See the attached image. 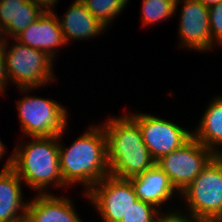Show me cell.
<instances>
[{
	"mask_svg": "<svg viewBox=\"0 0 222 222\" xmlns=\"http://www.w3.org/2000/svg\"><path fill=\"white\" fill-rule=\"evenodd\" d=\"M215 155L211 149L192 136L177 150L157 160L156 165L165 172L175 189L181 193Z\"/></svg>",
	"mask_w": 222,
	"mask_h": 222,
	"instance_id": "cell-7",
	"label": "cell"
},
{
	"mask_svg": "<svg viewBox=\"0 0 222 222\" xmlns=\"http://www.w3.org/2000/svg\"><path fill=\"white\" fill-rule=\"evenodd\" d=\"M66 130L58 136L60 173L67 187L80 184L87 193L109 175L106 134L101 123H93L67 146L62 140Z\"/></svg>",
	"mask_w": 222,
	"mask_h": 222,
	"instance_id": "cell-1",
	"label": "cell"
},
{
	"mask_svg": "<svg viewBox=\"0 0 222 222\" xmlns=\"http://www.w3.org/2000/svg\"><path fill=\"white\" fill-rule=\"evenodd\" d=\"M209 28L214 44L222 47V1L209 7Z\"/></svg>",
	"mask_w": 222,
	"mask_h": 222,
	"instance_id": "cell-21",
	"label": "cell"
},
{
	"mask_svg": "<svg viewBox=\"0 0 222 222\" xmlns=\"http://www.w3.org/2000/svg\"><path fill=\"white\" fill-rule=\"evenodd\" d=\"M180 10L178 6L181 5ZM180 11L178 19V48L193 51L213 52L217 47L209 28V8L199 0H177L175 12Z\"/></svg>",
	"mask_w": 222,
	"mask_h": 222,
	"instance_id": "cell-10",
	"label": "cell"
},
{
	"mask_svg": "<svg viewBox=\"0 0 222 222\" xmlns=\"http://www.w3.org/2000/svg\"><path fill=\"white\" fill-rule=\"evenodd\" d=\"M31 1L35 3L43 12L57 11L55 10V7L58 6V3L60 2V0H31Z\"/></svg>",
	"mask_w": 222,
	"mask_h": 222,
	"instance_id": "cell-24",
	"label": "cell"
},
{
	"mask_svg": "<svg viewBox=\"0 0 222 222\" xmlns=\"http://www.w3.org/2000/svg\"><path fill=\"white\" fill-rule=\"evenodd\" d=\"M26 209V222H83L70 195L36 194Z\"/></svg>",
	"mask_w": 222,
	"mask_h": 222,
	"instance_id": "cell-14",
	"label": "cell"
},
{
	"mask_svg": "<svg viewBox=\"0 0 222 222\" xmlns=\"http://www.w3.org/2000/svg\"><path fill=\"white\" fill-rule=\"evenodd\" d=\"M139 125L143 142L155 161L177 150L192 136L193 131L182 125L145 112H127Z\"/></svg>",
	"mask_w": 222,
	"mask_h": 222,
	"instance_id": "cell-9",
	"label": "cell"
},
{
	"mask_svg": "<svg viewBox=\"0 0 222 222\" xmlns=\"http://www.w3.org/2000/svg\"><path fill=\"white\" fill-rule=\"evenodd\" d=\"M61 17L57 16L67 45L75 40H94L108 30L88 11L81 0H74Z\"/></svg>",
	"mask_w": 222,
	"mask_h": 222,
	"instance_id": "cell-15",
	"label": "cell"
},
{
	"mask_svg": "<svg viewBox=\"0 0 222 222\" xmlns=\"http://www.w3.org/2000/svg\"><path fill=\"white\" fill-rule=\"evenodd\" d=\"M88 11L107 29L127 8L130 0H81Z\"/></svg>",
	"mask_w": 222,
	"mask_h": 222,
	"instance_id": "cell-19",
	"label": "cell"
},
{
	"mask_svg": "<svg viewBox=\"0 0 222 222\" xmlns=\"http://www.w3.org/2000/svg\"><path fill=\"white\" fill-rule=\"evenodd\" d=\"M216 156L219 158V160L222 162V149L219 150L217 153H216Z\"/></svg>",
	"mask_w": 222,
	"mask_h": 222,
	"instance_id": "cell-28",
	"label": "cell"
},
{
	"mask_svg": "<svg viewBox=\"0 0 222 222\" xmlns=\"http://www.w3.org/2000/svg\"><path fill=\"white\" fill-rule=\"evenodd\" d=\"M43 11L31 0H0V32L2 39L15 38Z\"/></svg>",
	"mask_w": 222,
	"mask_h": 222,
	"instance_id": "cell-16",
	"label": "cell"
},
{
	"mask_svg": "<svg viewBox=\"0 0 222 222\" xmlns=\"http://www.w3.org/2000/svg\"><path fill=\"white\" fill-rule=\"evenodd\" d=\"M129 180L138 199L154 205L161 212L175 210L174 206H172L173 202L180 201V193L175 189L165 172L156 164L143 174ZM175 197L177 200H174Z\"/></svg>",
	"mask_w": 222,
	"mask_h": 222,
	"instance_id": "cell-12",
	"label": "cell"
},
{
	"mask_svg": "<svg viewBox=\"0 0 222 222\" xmlns=\"http://www.w3.org/2000/svg\"><path fill=\"white\" fill-rule=\"evenodd\" d=\"M22 98L16 101L18 120L21 126V137L60 136L69 125L70 115L66 106L48 98L32 94L37 88H20ZM29 92V93H28ZM23 93V94H22ZM36 95V96H35Z\"/></svg>",
	"mask_w": 222,
	"mask_h": 222,
	"instance_id": "cell-5",
	"label": "cell"
},
{
	"mask_svg": "<svg viewBox=\"0 0 222 222\" xmlns=\"http://www.w3.org/2000/svg\"><path fill=\"white\" fill-rule=\"evenodd\" d=\"M83 197L97 211L102 222H120L130 207L138 200L129 179L111 175L97 182Z\"/></svg>",
	"mask_w": 222,
	"mask_h": 222,
	"instance_id": "cell-8",
	"label": "cell"
},
{
	"mask_svg": "<svg viewBox=\"0 0 222 222\" xmlns=\"http://www.w3.org/2000/svg\"><path fill=\"white\" fill-rule=\"evenodd\" d=\"M183 212L200 222L222 215V162L215 155L180 193ZM185 202V203H184Z\"/></svg>",
	"mask_w": 222,
	"mask_h": 222,
	"instance_id": "cell-6",
	"label": "cell"
},
{
	"mask_svg": "<svg viewBox=\"0 0 222 222\" xmlns=\"http://www.w3.org/2000/svg\"><path fill=\"white\" fill-rule=\"evenodd\" d=\"M204 222H222L219 218H213L209 220H205Z\"/></svg>",
	"mask_w": 222,
	"mask_h": 222,
	"instance_id": "cell-27",
	"label": "cell"
},
{
	"mask_svg": "<svg viewBox=\"0 0 222 222\" xmlns=\"http://www.w3.org/2000/svg\"><path fill=\"white\" fill-rule=\"evenodd\" d=\"M176 1L177 0H142L141 3V24L143 26L161 23L162 21L173 19L176 15Z\"/></svg>",
	"mask_w": 222,
	"mask_h": 222,
	"instance_id": "cell-18",
	"label": "cell"
},
{
	"mask_svg": "<svg viewBox=\"0 0 222 222\" xmlns=\"http://www.w3.org/2000/svg\"><path fill=\"white\" fill-rule=\"evenodd\" d=\"M110 116L101 123L107 142L109 175L130 179L143 174L156 161L143 142L138 123L128 114Z\"/></svg>",
	"mask_w": 222,
	"mask_h": 222,
	"instance_id": "cell-2",
	"label": "cell"
},
{
	"mask_svg": "<svg viewBox=\"0 0 222 222\" xmlns=\"http://www.w3.org/2000/svg\"><path fill=\"white\" fill-rule=\"evenodd\" d=\"M0 171V222H19L26 217L29 200H24L23 181L13 168V151Z\"/></svg>",
	"mask_w": 222,
	"mask_h": 222,
	"instance_id": "cell-13",
	"label": "cell"
},
{
	"mask_svg": "<svg viewBox=\"0 0 222 222\" xmlns=\"http://www.w3.org/2000/svg\"><path fill=\"white\" fill-rule=\"evenodd\" d=\"M211 97L195 126L193 136L215 154L222 149V95Z\"/></svg>",
	"mask_w": 222,
	"mask_h": 222,
	"instance_id": "cell-17",
	"label": "cell"
},
{
	"mask_svg": "<svg viewBox=\"0 0 222 222\" xmlns=\"http://www.w3.org/2000/svg\"><path fill=\"white\" fill-rule=\"evenodd\" d=\"M57 15L55 11L43 12L15 39L26 46L43 51L56 62L55 59L60 54L59 48L67 46Z\"/></svg>",
	"mask_w": 222,
	"mask_h": 222,
	"instance_id": "cell-11",
	"label": "cell"
},
{
	"mask_svg": "<svg viewBox=\"0 0 222 222\" xmlns=\"http://www.w3.org/2000/svg\"><path fill=\"white\" fill-rule=\"evenodd\" d=\"M179 208L180 206L176 207V209L172 211L161 212L157 216L155 222H200L193 219Z\"/></svg>",
	"mask_w": 222,
	"mask_h": 222,
	"instance_id": "cell-22",
	"label": "cell"
},
{
	"mask_svg": "<svg viewBox=\"0 0 222 222\" xmlns=\"http://www.w3.org/2000/svg\"><path fill=\"white\" fill-rule=\"evenodd\" d=\"M10 40H2L8 84H16L17 89H40L57 80L54 73L55 61L51 57L39 49L20 43L15 38Z\"/></svg>",
	"mask_w": 222,
	"mask_h": 222,
	"instance_id": "cell-4",
	"label": "cell"
},
{
	"mask_svg": "<svg viewBox=\"0 0 222 222\" xmlns=\"http://www.w3.org/2000/svg\"><path fill=\"white\" fill-rule=\"evenodd\" d=\"M22 138L13 149L12 169L23 183L37 194L68 188L60 173L58 136Z\"/></svg>",
	"mask_w": 222,
	"mask_h": 222,
	"instance_id": "cell-3",
	"label": "cell"
},
{
	"mask_svg": "<svg viewBox=\"0 0 222 222\" xmlns=\"http://www.w3.org/2000/svg\"><path fill=\"white\" fill-rule=\"evenodd\" d=\"M8 86V77L4 57V45L2 41H0V96L4 97L3 94L6 92Z\"/></svg>",
	"mask_w": 222,
	"mask_h": 222,
	"instance_id": "cell-23",
	"label": "cell"
},
{
	"mask_svg": "<svg viewBox=\"0 0 222 222\" xmlns=\"http://www.w3.org/2000/svg\"><path fill=\"white\" fill-rule=\"evenodd\" d=\"M7 147L4 144V142L0 139V161H2L1 159H4L3 156H5V154L9 151H7Z\"/></svg>",
	"mask_w": 222,
	"mask_h": 222,
	"instance_id": "cell-25",
	"label": "cell"
},
{
	"mask_svg": "<svg viewBox=\"0 0 222 222\" xmlns=\"http://www.w3.org/2000/svg\"><path fill=\"white\" fill-rule=\"evenodd\" d=\"M199 1L209 8L211 6L220 3L222 0H199Z\"/></svg>",
	"mask_w": 222,
	"mask_h": 222,
	"instance_id": "cell-26",
	"label": "cell"
},
{
	"mask_svg": "<svg viewBox=\"0 0 222 222\" xmlns=\"http://www.w3.org/2000/svg\"><path fill=\"white\" fill-rule=\"evenodd\" d=\"M160 213L154 205L138 199L120 222H155Z\"/></svg>",
	"mask_w": 222,
	"mask_h": 222,
	"instance_id": "cell-20",
	"label": "cell"
}]
</instances>
